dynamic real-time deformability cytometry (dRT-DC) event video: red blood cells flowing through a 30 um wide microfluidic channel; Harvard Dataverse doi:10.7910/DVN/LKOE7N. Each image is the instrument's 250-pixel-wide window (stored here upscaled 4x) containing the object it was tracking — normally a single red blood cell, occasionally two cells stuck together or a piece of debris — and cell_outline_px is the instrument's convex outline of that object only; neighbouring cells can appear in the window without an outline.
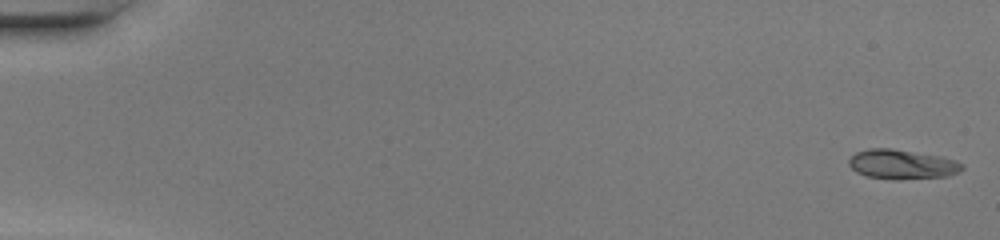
{"species": "common noctule bat (a hibernating species)", "species_latin": "Nyctalus noctula", "temperature_condition": "warm", "stored_images_in_passage": 48, "camera_frame_rate_fps": 3000, "um_per_image_px": 0.085, "animal": {"sex": "female", "body_mass_g": 20.0, "forearm_length_mm": 54.0}, "frame": {"image": 1, "passage_image": 1, "time_ms": 0.0, "image_size_px": [1000, 240], "cell_outline_px": [[964, 168], [960, 172], [948, 176], [900, 180], [892, 180], [868, 176], [856, 172], [848, 164], [848, 160], [856, 152], [868, 148], [892, 148], [940, 156], [956, 160], [964, 164]], "centroid_in_image_um": [76.7, 13.97], "position_along_channel_um": 8.3, "area_um2": 19.77}}
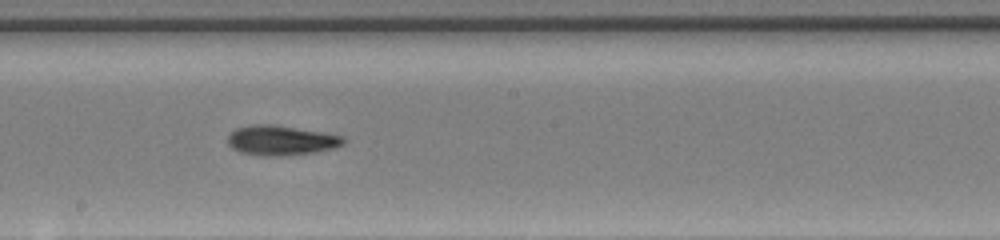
{"frame": {"image": 2, "passage_image": 28, "time_ms": 9.0, "image_size_px": [1000, 240], "cell_outline_px": [[348, 140], [344, 144], [336, 148], [312, 152], [284, 156], [260, 156], [240, 152], [232, 148], [228, 144], [228, 136], [236, 128], [252, 124], [276, 124], [324, 132], [344, 136]], "centroid_in_image_um": [23.93, 11.92], "position_along_channel_um": 224.3, "area_um2": 20.46}}
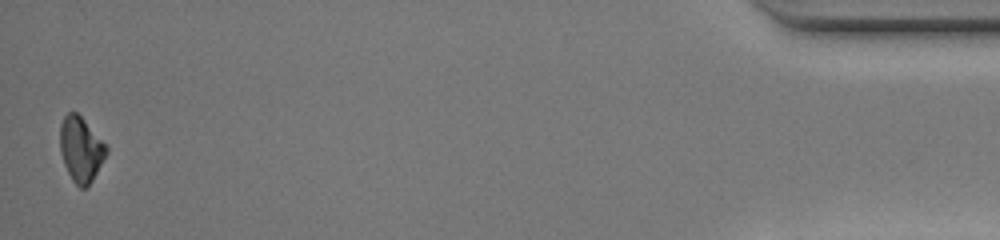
{"frame": {"image": 3, "passage_image": 48, "time_ms": 15.667, "image_size_px": [1000, 240], "cell_outline_px": [[108, 152], [88, 188], [80, 188], [72, 180], [64, 164], [60, 152], [60, 124], [64, 116], [68, 112], [76, 112], [84, 120], [108, 148]], "centroid_in_image_um": [6.86, 12.71], "position_along_channel_um": 428.3, "area_um2": 17.4}, "authors_computed_cell_mechanics": {"area_um2": 19.0162, "velocity_mm_per_s": 4.3241, "shape_relaxation_time_tau1_ms": 6.0402, "shape_relaxation_time_tau2_ms": 4.1598, "deformation_change_tau1": 0.2188, "deformation_change_tau2": 0.0995}}